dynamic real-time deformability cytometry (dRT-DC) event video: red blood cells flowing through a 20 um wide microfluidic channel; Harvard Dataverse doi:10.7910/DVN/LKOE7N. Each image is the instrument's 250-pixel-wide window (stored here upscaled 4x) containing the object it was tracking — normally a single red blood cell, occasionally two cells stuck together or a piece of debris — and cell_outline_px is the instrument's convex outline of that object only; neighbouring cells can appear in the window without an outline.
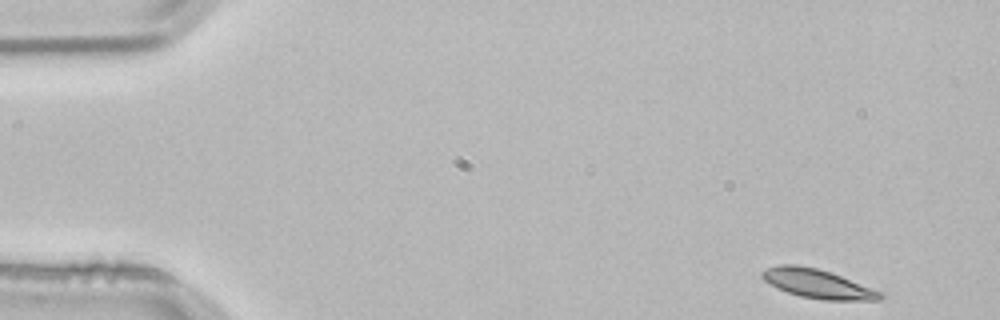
{"species": "common noctule bat (a hibernating species)", "species_latin": "Nyctalus noctula", "temperature_condition": "room temperature", "stored_images_in_passage": 3, "camera_frame_rate_fps": 3000, "um_per_image_px": 0.085, "animal": {"sex": "male", "body_mass_g": 21.5, "forearm_length_mm": 52.0}, "frame": {"image": 1, "passage_image": 1, "time_ms": 0.0, "image_size_px": [1000, 320], "cell_outline_px": [[884, 296], [880, 300], [824, 300], [800, 296], [776, 288], [764, 280], [760, 276], [760, 272], [768, 268], [780, 264], [796, 264], [816, 268], [832, 272], [880, 292]], "centroid_in_image_um": [69.44, 24.11], "position_along_channel_um": 15.6, "area_um2": 19.83}}
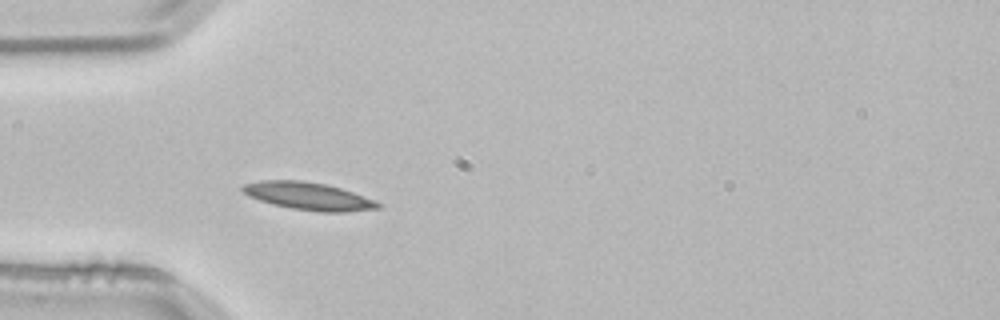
{"frame": {"image": 2, "passage_image": 3, "time_ms": 0.667, "image_size_px": [1000, 320], "cell_outline_px": [[384, 204], [380, 208], [344, 212], [320, 212], [292, 208], [272, 204], [248, 196], [240, 188], [244, 184], [260, 180], [300, 180], [324, 184], [340, 188], [376, 200]], "centroid_in_image_um": [26.24, 16.67], "position_along_channel_um": 58.8, "area_um2": 21.73}}